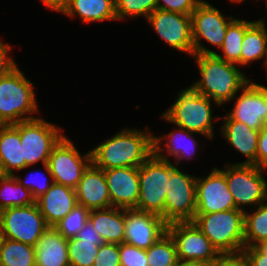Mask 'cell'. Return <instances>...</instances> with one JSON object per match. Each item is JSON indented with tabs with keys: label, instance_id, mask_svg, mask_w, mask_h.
<instances>
[{
	"label": "cell",
	"instance_id": "obj_1",
	"mask_svg": "<svg viewBox=\"0 0 267 266\" xmlns=\"http://www.w3.org/2000/svg\"><path fill=\"white\" fill-rule=\"evenodd\" d=\"M153 135L149 126L124 128L91 148L92 164L102 170L139 167L153 154Z\"/></svg>",
	"mask_w": 267,
	"mask_h": 266
},
{
	"label": "cell",
	"instance_id": "obj_2",
	"mask_svg": "<svg viewBox=\"0 0 267 266\" xmlns=\"http://www.w3.org/2000/svg\"><path fill=\"white\" fill-rule=\"evenodd\" d=\"M200 78L189 87L220 107L233 102V97L251 80L237 64L220 59L215 54H194Z\"/></svg>",
	"mask_w": 267,
	"mask_h": 266
},
{
	"label": "cell",
	"instance_id": "obj_3",
	"mask_svg": "<svg viewBox=\"0 0 267 266\" xmlns=\"http://www.w3.org/2000/svg\"><path fill=\"white\" fill-rule=\"evenodd\" d=\"M175 98H177L175 102L161 114V118L166 123L202 135L207 140L213 139L215 137L213 123L220 119V116L213 115L212 104H215V108L219 105L190 87L183 88Z\"/></svg>",
	"mask_w": 267,
	"mask_h": 266
},
{
	"label": "cell",
	"instance_id": "obj_4",
	"mask_svg": "<svg viewBox=\"0 0 267 266\" xmlns=\"http://www.w3.org/2000/svg\"><path fill=\"white\" fill-rule=\"evenodd\" d=\"M16 66L0 79V125L37 118L39 112L34 84Z\"/></svg>",
	"mask_w": 267,
	"mask_h": 266
},
{
	"label": "cell",
	"instance_id": "obj_5",
	"mask_svg": "<svg viewBox=\"0 0 267 266\" xmlns=\"http://www.w3.org/2000/svg\"><path fill=\"white\" fill-rule=\"evenodd\" d=\"M195 225L220 254L244 249V212L238 209L195 214Z\"/></svg>",
	"mask_w": 267,
	"mask_h": 266
},
{
	"label": "cell",
	"instance_id": "obj_6",
	"mask_svg": "<svg viewBox=\"0 0 267 266\" xmlns=\"http://www.w3.org/2000/svg\"><path fill=\"white\" fill-rule=\"evenodd\" d=\"M227 181L235 207L247 211L245 207H256L267 202V179L264 174L267 169L253 164L227 163L220 169Z\"/></svg>",
	"mask_w": 267,
	"mask_h": 266
},
{
	"label": "cell",
	"instance_id": "obj_7",
	"mask_svg": "<svg viewBox=\"0 0 267 266\" xmlns=\"http://www.w3.org/2000/svg\"><path fill=\"white\" fill-rule=\"evenodd\" d=\"M59 126L42 117L19 122V133L25 169L37 163H48L53 148L65 136Z\"/></svg>",
	"mask_w": 267,
	"mask_h": 266
},
{
	"label": "cell",
	"instance_id": "obj_8",
	"mask_svg": "<svg viewBox=\"0 0 267 266\" xmlns=\"http://www.w3.org/2000/svg\"><path fill=\"white\" fill-rule=\"evenodd\" d=\"M197 176L181 171L169 161V185L165 195L164 221H193L196 214Z\"/></svg>",
	"mask_w": 267,
	"mask_h": 266
},
{
	"label": "cell",
	"instance_id": "obj_9",
	"mask_svg": "<svg viewBox=\"0 0 267 266\" xmlns=\"http://www.w3.org/2000/svg\"><path fill=\"white\" fill-rule=\"evenodd\" d=\"M168 179L169 161L152 154L139 166L140 193L136 209L156 214L164 220Z\"/></svg>",
	"mask_w": 267,
	"mask_h": 266
},
{
	"label": "cell",
	"instance_id": "obj_10",
	"mask_svg": "<svg viewBox=\"0 0 267 266\" xmlns=\"http://www.w3.org/2000/svg\"><path fill=\"white\" fill-rule=\"evenodd\" d=\"M234 19L233 16L225 17V14H222L210 2L202 0L191 13L194 54L217 53L216 50L213 51L207 48L201 41L205 40L215 48L220 49L223 45L228 25Z\"/></svg>",
	"mask_w": 267,
	"mask_h": 266
},
{
	"label": "cell",
	"instance_id": "obj_11",
	"mask_svg": "<svg viewBox=\"0 0 267 266\" xmlns=\"http://www.w3.org/2000/svg\"><path fill=\"white\" fill-rule=\"evenodd\" d=\"M91 164V150L81 154L66 135L53 148L47 163L53 182L72 189H76Z\"/></svg>",
	"mask_w": 267,
	"mask_h": 266
},
{
	"label": "cell",
	"instance_id": "obj_12",
	"mask_svg": "<svg viewBox=\"0 0 267 266\" xmlns=\"http://www.w3.org/2000/svg\"><path fill=\"white\" fill-rule=\"evenodd\" d=\"M5 238L36 246L38 239L49 228L36 204L11 207L0 211Z\"/></svg>",
	"mask_w": 267,
	"mask_h": 266
},
{
	"label": "cell",
	"instance_id": "obj_13",
	"mask_svg": "<svg viewBox=\"0 0 267 266\" xmlns=\"http://www.w3.org/2000/svg\"><path fill=\"white\" fill-rule=\"evenodd\" d=\"M146 21L170 48L194 55L191 15L156 9Z\"/></svg>",
	"mask_w": 267,
	"mask_h": 266
},
{
	"label": "cell",
	"instance_id": "obj_14",
	"mask_svg": "<svg viewBox=\"0 0 267 266\" xmlns=\"http://www.w3.org/2000/svg\"><path fill=\"white\" fill-rule=\"evenodd\" d=\"M167 232L175 241L179 261L210 263L220 255L193 221L170 223Z\"/></svg>",
	"mask_w": 267,
	"mask_h": 266
},
{
	"label": "cell",
	"instance_id": "obj_15",
	"mask_svg": "<svg viewBox=\"0 0 267 266\" xmlns=\"http://www.w3.org/2000/svg\"><path fill=\"white\" fill-rule=\"evenodd\" d=\"M240 92L233 97V108L226 114L233 120L261 130L267 124V86L250 80Z\"/></svg>",
	"mask_w": 267,
	"mask_h": 266
},
{
	"label": "cell",
	"instance_id": "obj_16",
	"mask_svg": "<svg viewBox=\"0 0 267 266\" xmlns=\"http://www.w3.org/2000/svg\"><path fill=\"white\" fill-rule=\"evenodd\" d=\"M236 209L225 174L214 167L205 177L196 179V214H210Z\"/></svg>",
	"mask_w": 267,
	"mask_h": 266
},
{
	"label": "cell",
	"instance_id": "obj_17",
	"mask_svg": "<svg viewBox=\"0 0 267 266\" xmlns=\"http://www.w3.org/2000/svg\"><path fill=\"white\" fill-rule=\"evenodd\" d=\"M167 225L156 214L136 208L125 209L124 242L147 250L167 233Z\"/></svg>",
	"mask_w": 267,
	"mask_h": 266
},
{
	"label": "cell",
	"instance_id": "obj_18",
	"mask_svg": "<svg viewBox=\"0 0 267 266\" xmlns=\"http://www.w3.org/2000/svg\"><path fill=\"white\" fill-rule=\"evenodd\" d=\"M112 207L136 208L140 193L139 167L104 170Z\"/></svg>",
	"mask_w": 267,
	"mask_h": 266
},
{
	"label": "cell",
	"instance_id": "obj_19",
	"mask_svg": "<svg viewBox=\"0 0 267 266\" xmlns=\"http://www.w3.org/2000/svg\"><path fill=\"white\" fill-rule=\"evenodd\" d=\"M174 128L175 130L164 135H153V154L165 161H171L168 157H173L174 164L179 167L182 161L187 159L190 161L197 156L199 141L194 138V134L197 133H192L176 125Z\"/></svg>",
	"mask_w": 267,
	"mask_h": 266
},
{
	"label": "cell",
	"instance_id": "obj_20",
	"mask_svg": "<svg viewBox=\"0 0 267 266\" xmlns=\"http://www.w3.org/2000/svg\"><path fill=\"white\" fill-rule=\"evenodd\" d=\"M75 190L78 204L89 210L112 207L104 170L93 164L84 172Z\"/></svg>",
	"mask_w": 267,
	"mask_h": 266
},
{
	"label": "cell",
	"instance_id": "obj_21",
	"mask_svg": "<svg viewBox=\"0 0 267 266\" xmlns=\"http://www.w3.org/2000/svg\"><path fill=\"white\" fill-rule=\"evenodd\" d=\"M222 126L220 135L230 144L238 153L246 157L243 162L237 164L256 165L257 143L260 130L253 129L243 122L231 119L227 114L220 116Z\"/></svg>",
	"mask_w": 267,
	"mask_h": 266
},
{
	"label": "cell",
	"instance_id": "obj_22",
	"mask_svg": "<svg viewBox=\"0 0 267 266\" xmlns=\"http://www.w3.org/2000/svg\"><path fill=\"white\" fill-rule=\"evenodd\" d=\"M35 202L49 227H54L78 204L76 190L57 183Z\"/></svg>",
	"mask_w": 267,
	"mask_h": 266
},
{
	"label": "cell",
	"instance_id": "obj_23",
	"mask_svg": "<svg viewBox=\"0 0 267 266\" xmlns=\"http://www.w3.org/2000/svg\"><path fill=\"white\" fill-rule=\"evenodd\" d=\"M36 266H70L67 239L55 228L49 227L35 246Z\"/></svg>",
	"mask_w": 267,
	"mask_h": 266
},
{
	"label": "cell",
	"instance_id": "obj_24",
	"mask_svg": "<svg viewBox=\"0 0 267 266\" xmlns=\"http://www.w3.org/2000/svg\"><path fill=\"white\" fill-rule=\"evenodd\" d=\"M67 17L79 16L82 23L117 21L115 0H66L59 12Z\"/></svg>",
	"mask_w": 267,
	"mask_h": 266
},
{
	"label": "cell",
	"instance_id": "obj_25",
	"mask_svg": "<svg viewBox=\"0 0 267 266\" xmlns=\"http://www.w3.org/2000/svg\"><path fill=\"white\" fill-rule=\"evenodd\" d=\"M0 164L3 174L15 175L25 170L19 123L0 125Z\"/></svg>",
	"mask_w": 267,
	"mask_h": 266
},
{
	"label": "cell",
	"instance_id": "obj_26",
	"mask_svg": "<svg viewBox=\"0 0 267 266\" xmlns=\"http://www.w3.org/2000/svg\"><path fill=\"white\" fill-rule=\"evenodd\" d=\"M264 18L255 20L245 31L241 45L240 67L262 60L267 68V27Z\"/></svg>",
	"mask_w": 267,
	"mask_h": 266
},
{
	"label": "cell",
	"instance_id": "obj_27",
	"mask_svg": "<svg viewBox=\"0 0 267 266\" xmlns=\"http://www.w3.org/2000/svg\"><path fill=\"white\" fill-rule=\"evenodd\" d=\"M89 220L105 243L121 244L124 242L125 209L111 207L90 210Z\"/></svg>",
	"mask_w": 267,
	"mask_h": 266
},
{
	"label": "cell",
	"instance_id": "obj_28",
	"mask_svg": "<svg viewBox=\"0 0 267 266\" xmlns=\"http://www.w3.org/2000/svg\"><path fill=\"white\" fill-rule=\"evenodd\" d=\"M35 203L31 192L21 185L15 175L0 176V211L11 207H23Z\"/></svg>",
	"mask_w": 267,
	"mask_h": 266
},
{
	"label": "cell",
	"instance_id": "obj_29",
	"mask_svg": "<svg viewBox=\"0 0 267 266\" xmlns=\"http://www.w3.org/2000/svg\"><path fill=\"white\" fill-rule=\"evenodd\" d=\"M254 22L235 18L227 28L222 47V54L215 53L217 57L227 62L237 64L240 67L241 45L246 29Z\"/></svg>",
	"mask_w": 267,
	"mask_h": 266
},
{
	"label": "cell",
	"instance_id": "obj_30",
	"mask_svg": "<svg viewBox=\"0 0 267 266\" xmlns=\"http://www.w3.org/2000/svg\"><path fill=\"white\" fill-rule=\"evenodd\" d=\"M252 209L255 210L244 213V247H253L267 240V202Z\"/></svg>",
	"mask_w": 267,
	"mask_h": 266
},
{
	"label": "cell",
	"instance_id": "obj_31",
	"mask_svg": "<svg viewBox=\"0 0 267 266\" xmlns=\"http://www.w3.org/2000/svg\"><path fill=\"white\" fill-rule=\"evenodd\" d=\"M0 266H36L35 246L5 238L0 248Z\"/></svg>",
	"mask_w": 267,
	"mask_h": 266
},
{
	"label": "cell",
	"instance_id": "obj_32",
	"mask_svg": "<svg viewBox=\"0 0 267 266\" xmlns=\"http://www.w3.org/2000/svg\"><path fill=\"white\" fill-rule=\"evenodd\" d=\"M148 266H177V247L174 239L167 232L146 250Z\"/></svg>",
	"mask_w": 267,
	"mask_h": 266
},
{
	"label": "cell",
	"instance_id": "obj_33",
	"mask_svg": "<svg viewBox=\"0 0 267 266\" xmlns=\"http://www.w3.org/2000/svg\"><path fill=\"white\" fill-rule=\"evenodd\" d=\"M104 243L81 241L77 238L67 239L70 266H93L99 247Z\"/></svg>",
	"mask_w": 267,
	"mask_h": 266
},
{
	"label": "cell",
	"instance_id": "obj_34",
	"mask_svg": "<svg viewBox=\"0 0 267 266\" xmlns=\"http://www.w3.org/2000/svg\"><path fill=\"white\" fill-rule=\"evenodd\" d=\"M115 8L118 21L140 16L147 19L157 9V0H115Z\"/></svg>",
	"mask_w": 267,
	"mask_h": 266
},
{
	"label": "cell",
	"instance_id": "obj_35",
	"mask_svg": "<svg viewBox=\"0 0 267 266\" xmlns=\"http://www.w3.org/2000/svg\"><path fill=\"white\" fill-rule=\"evenodd\" d=\"M90 210L81 204L76 206L54 227L66 238H75L89 220Z\"/></svg>",
	"mask_w": 267,
	"mask_h": 266
},
{
	"label": "cell",
	"instance_id": "obj_36",
	"mask_svg": "<svg viewBox=\"0 0 267 266\" xmlns=\"http://www.w3.org/2000/svg\"><path fill=\"white\" fill-rule=\"evenodd\" d=\"M43 168L46 173H42L39 170H36V172L32 171L27 174L28 177L24 179H22V177L20 176L15 175L17 181L31 192L35 200L41 195L45 194L54 183L48 165L44 164Z\"/></svg>",
	"mask_w": 267,
	"mask_h": 266
},
{
	"label": "cell",
	"instance_id": "obj_37",
	"mask_svg": "<svg viewBox=\"0 0 267 266\" xmlns=\"http://www.w3.org/2000/svg\"><path fill=\"white\" fill-rule=\"evenodd\" d=\"M121 266H148L146 250L125 242L119 244Z\"/></svg>",
	"mask_w": 267,
	"mask_h": 266
},
{
	"label": "cell",
	"instance_id": "obj_38",
	"mask_svg": "<svg viewBox=\"0 0 267 266\" xmlns=\"http://www.w3.org/2000/svg\"><path fill=\"white\" fill-rule=\"evenodd\" d=\"M93 266H121L119 244L104 243L99 247Z\"/></svg>",
	"mask_w": 267,
	"mask_h": 266
},
{
	"label": "cell",
	"instance_id": "obj_39",
	"mask_svg": "<svg viewBox=\"0 0 267 266\" xmlns=\"http://www.w3.org/2000/svg\"><path fill=\"white\" fill-rule=\"evenodd\" d=\"M201 1L202 0H157V9L191 15Z\"/></svg>",
	"mask_w": 267,
	"mask_h": 266
},
{
	"label": "cell",
	"instance_id": "obj_40",
	"mask_svg": "<svg viewBox=\"0 0 267 266\" xmlns=\"http://www.w3.org/2000/svg\"><path fill=\"white\" fill-rule=\"evenodd\" d=\"M249 266H267V240L253 247H244Z\"/></svg>",
	"mask_w": 267,
	"mask_h": 266
},
{
	"label": "cell",
	"instance_id": "obj_41",
	"mask_svg": "<svg viewBox=\"0 0 267 266\" xmlns=\"http://www.w3.org/2000/svg\"><path fill=\"white\" fill-rule=\"evenodd\" d=\"M208 266H249L243 251L237 253L220 254L212 260Z\"/></svg>",
	"mask_w": 267,
	"mask_h": 266
},
{
	"label": "cell",
	"instance_id": "obj_42",
	"mask_svg": "<svg viewBox=\"0 0 267 266\" xmlns=\"http://www.w3.org/2000/svg\"><path fill=\"white\" fill-rule=\"evenodd\" d=\"M12 47V45H10L9 43H4L0 39V79L6 76L11 70H13L17 66L14 57L12 58L10 56V51L12 50Z\"/></svg>",
	"mask_w": 267,
	"mask_h": 266
},
{
	"label": "cell",
	"instance_id": "obj_43",
	"mask_svg": "<svg viewBox=\"0 0 267 266\" xmlns=\"http://www.w3.org/2000/svg\"><path fill=\"white\" fill-rule=\"evenodd\" d=\"M256 166L267 169V124L260 130L259 133Z\"/></svg>",
	"mask_w": 267,
	"mask_h": 266
},
{
	"label": "cell",
	"instance_id": "obj_44",
	"mask_svg": "<svg viewBox=\"0 0 267 266\" xmlns=\"http://www.w3.org/2000/svg\"><path fill=\"white\" fill-rule=\"evenodd\" d=\"M81 241H88V242H104L101 235L95 229V226L88 220L83 228L77 233L76 237Z\"/></svg>",
	"mask_w": 267,
	"mask_h": 266
},
{
	"label": "cell",
	"instance_id": "obj_45",
	"mask_svg": "<svg viewBox=\"0 0 267 266\" xmlns=\"http://www.w3.org/2000/svg\"><path fill=\"white\" fill-rule=\"evenodd\" d=\"M48 9L60 12L65 6L66 0H40Z\"/></svg>",
	"mask_w": 267,
	"mask_h": 266
},
{
	"label": "cell",
	"instance_id": "obj_46",
	"mask_svg": "<svg viewBox=\"0 0 267 266\" xmlns=\"http://www.w3.org/2000/svg\"><path fill=\"white\" fill-rule=\"evenodd\" d=\"M205 262L179 261L177 266H208Z\"/></svg>",
	"mask_w": 267,
	"mask_h": 266
},
{
	"label": "cell",
	"instance_id": "obj_47",
	"mask_svg": "<svg viewBox=\"0 0 267 266\" xmlns=\"http://www.w3.org/2000/svg\"><path fill=\"white\" fill-rule=\"evenodd\" d=\"M4 240H5V235L3 232L2 224L0 222V248L2 247Z\"/></svg>",
	"mask_w": 267,
	"mask_h": 266
},
{
	"label": "cell",
	"instance_id": "obj_48",
	"mask_svg": "<svg viewBox=\"0 0 267 266\" xmlns=\"http://www.w3.org/2000/svg\"><path fill=\"white\" fill-rule=\"evenodd\" d=\"M229 1H230V2H233L234 4H235V3L240 4V3L244 2L245 0H229Z\"/></svg>",
	"mask_w": 267,
	"mask_h": 266
},
{
	"label": "cell",
	"instance_id": "obj_49",
	"mask_svg": "<svg viewBox=\"0 0 267 266\" xmlns=\"http://www.w3.org/2000/svg\"><path fill=\"white\" fill-rule=\"evenodd\" d=\"M3 175V170H2V167H1V164H0V176Z\"/></svg>",
	"mask_w": 267,
	"mask_h": 266
}]
</instances>
